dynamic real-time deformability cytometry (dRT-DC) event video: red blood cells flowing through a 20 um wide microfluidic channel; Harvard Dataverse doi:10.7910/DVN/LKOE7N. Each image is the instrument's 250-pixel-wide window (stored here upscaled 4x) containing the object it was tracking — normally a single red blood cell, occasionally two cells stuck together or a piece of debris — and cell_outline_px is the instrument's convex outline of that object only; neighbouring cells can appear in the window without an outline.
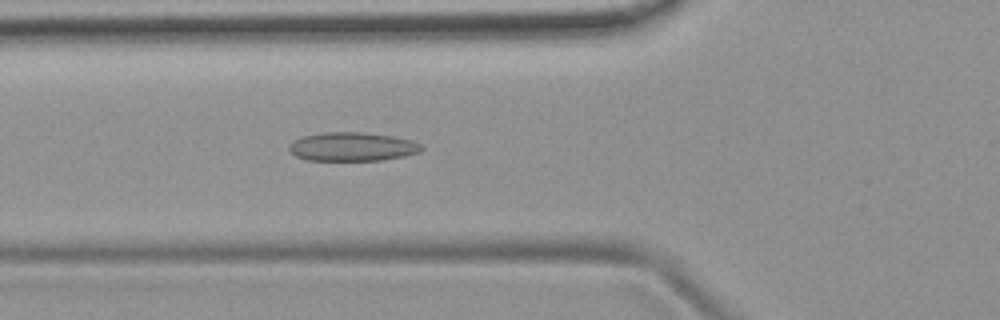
{"species": "common noctule bat (a hibernating species)", "species_latin": "Nyctalus noctula", "temperature_condition": "room temperature", "stored_images_in_passage": 47, "camera_frame_rate_fps": 3000, "um_per_image_px": 0.085, "animal": {"sex": "female", "body_mass_g": 19.9}, "frame": {"image": 1, "passage_image": 15, "time_ms": 4.667, "image_size_px": [1000, 320], "cell_outline_px": [[424, 148], [420, 152], [404, 156], [380, 160], [304, 160], [296, 156], [288, 148], [288, 144], [304, 136], [324, 132], [364, 132], [392, 136], [412, 140], [420, 144]], "centroid_in_image_um": [29.96, 12.47], "position_along_channel_um": 95.8, "area_um2": 22.14}}
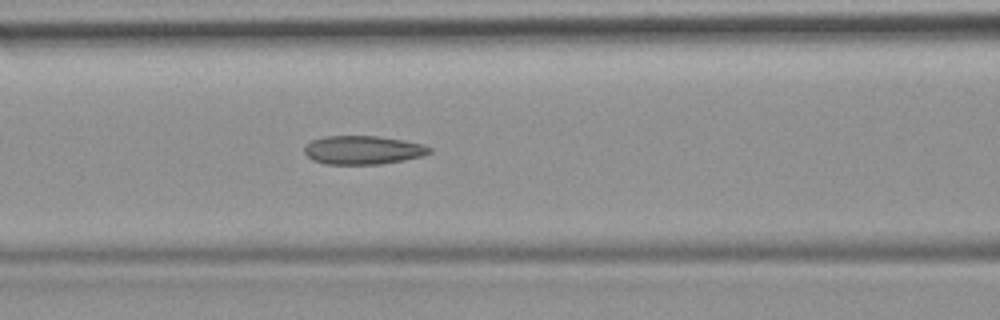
{"frame": {"image": 2, "passage_image": 18, "time_ms": 5.667, "image_size_px": [1000, 320], "cell_outline_px": [[432, 152], [424, 156], [404, 160], [380, 164], [324, 164], [312, 160], [304, 152], [304, 148], [312, 140], [324, 136], [376, 136], [404, 140], [424, 144], [432, 148]], "centroid_in_image_um": [30.88, 12.75], "position_along_channel_um": 135.7, "area_um2": 20.98}}
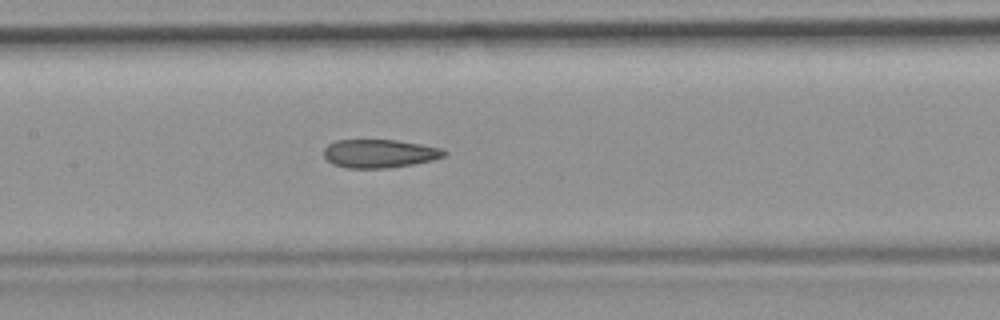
{"frame": {"image": 3, "passage_image": 21, "time_ms": 6.667, "image_size_px": [1000, 320], "cell_outline_px": [[448, 152], [444, 156], [432, 160], [412, 164], [384, 168], [348, 168], [332, 164], [324, 156], [324, 148], [328, 144], [336, 140], [396, 140], [444, 148]], "centroid_in_image_um": [32.26, 13.04], "position_along_channel_um": 175.1, "area_um2": 19.88}, "authors_computed_cell_mechanics": {"area_um2": 21.097, "velocity_mm_per_s": 3.9509, "shape_relaxation_time_tau1_ms": null, "shape_relaxation_time_tau2_ms": 2.5728, "deformation_change_tau1": null, "deformation_change_tau2": 0.1015}}